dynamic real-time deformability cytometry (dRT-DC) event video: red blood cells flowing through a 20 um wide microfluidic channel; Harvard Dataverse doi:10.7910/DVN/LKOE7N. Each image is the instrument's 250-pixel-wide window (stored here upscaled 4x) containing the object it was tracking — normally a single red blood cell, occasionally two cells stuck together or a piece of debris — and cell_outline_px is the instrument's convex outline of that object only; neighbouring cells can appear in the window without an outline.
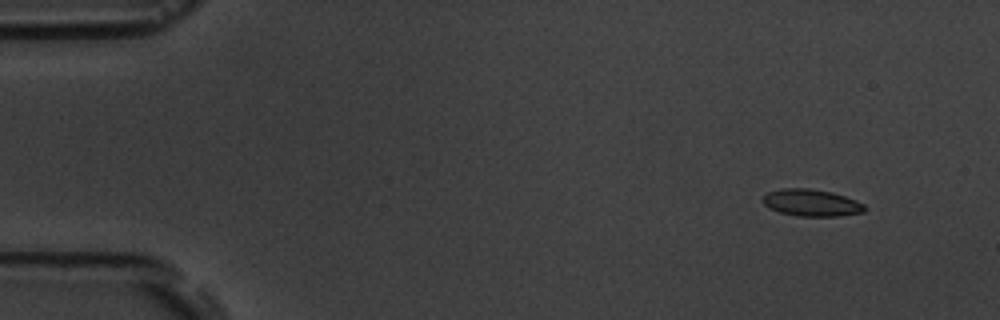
{"species": "common noctule bat (a hibernating species)", "species_latin": "Nyctalus noctula", "temperature_condition": "room temperature", "stored_images_in_passage": 6, "camera_frame_rate_fps": 3000, "um_per_image_px": 0.085, "animal": {"sex": "male", "body_mass_g": 19.5, "forearm_length_mm": 54.6}, "frame": {"image": 1, "passage_image": 1, "time_ms": 0.0, "image_size_px": [1000, 320], "cell_outline_px": [[864, 212], [836, 216], [796, 216], [780, 212], [768, 208], [760, 200], [768, 192], [784, 188], [808, 188], [832, 192], [856, 200], [864, 204]], "centroid_in_image_um": [68.93, 17.23], "position_along_channel_um": 16.1, "area_um2": 15.95}}
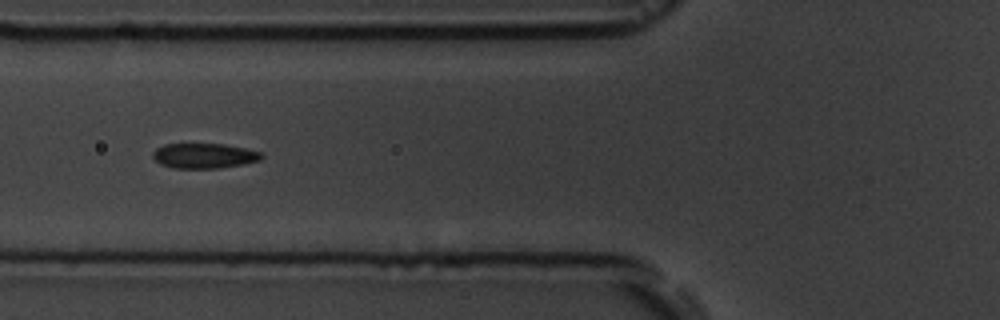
{"frame": {"image": 2, "passage_image": 5, "time_ms": 5.333, "image_size_px": [1000, 320], "cell_outline_px": [[264, 156], [260, 160], [244, 164], [220, 168], [172, 168], [160, 164], [152, 156], [152, 152], [156, 148], [164, 144], [224, 144], [244, 148], [260, 152]], "centroid_in_image_um": [17.33, 13.24], "position_along_channel_um": 108.5, "area_um2": 15.9}}
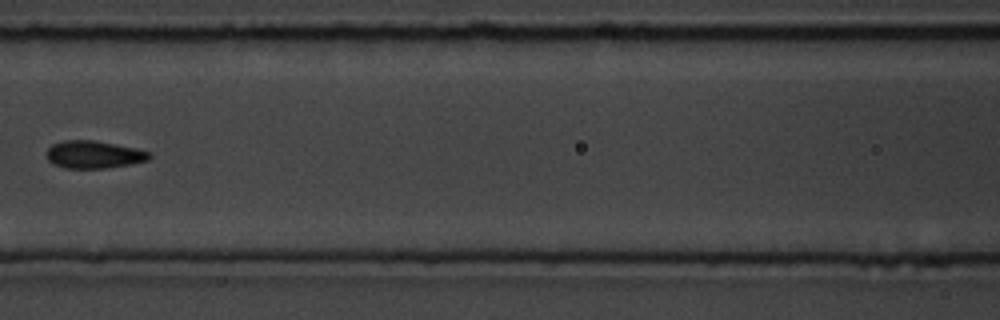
{"frame": {"image": 3, "passage_image": 6, "time_ms": 6.667, "image_size_px": [1000, 320], "cell_outline_px": [[152, 156], [148, 160], [128, 164], [104, 168], [68, 168], [56, 164], [48, 160], [48, 148], [52, 144], [64, 140], [96, 140], [136, 148], [148, 152]], "centroid_in_image_um": [7.98, 13.12], "position_along_channel_um": 158.6, "area_um2": 16.24}}